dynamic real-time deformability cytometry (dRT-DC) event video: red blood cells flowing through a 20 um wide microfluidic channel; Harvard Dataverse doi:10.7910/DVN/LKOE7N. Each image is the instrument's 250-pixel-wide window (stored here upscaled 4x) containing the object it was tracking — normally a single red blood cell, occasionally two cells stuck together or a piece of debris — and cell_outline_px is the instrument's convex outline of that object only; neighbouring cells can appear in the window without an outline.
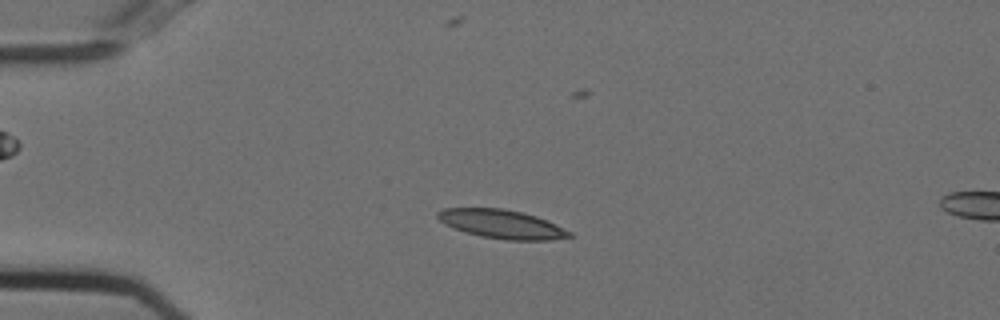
{"species": "Egyptian fruit bat (a non-hibernating species)", "species_latin": "Rousettus aegyptiacus", "temperature_condition": "cold", "stored_images_in_passage": 16, "camera_frame_rate_fps": 3000, "um_per_image_px": 0.085, "animal": {"sex": "female"}, "frame": {"image": 1, "passage_image": 12, "time_ms": 3.667, "image_size_px": [1000, 320], "cell_outline_px": [[572, 236], [552, 240], [508, 240], [480, 236], [464, 232], [444, 224], [436, 216], [436, 212], [444, 208], [504, 208], [536, 216], [572, 232]], "centroid_in_image_um": [42.61, 19.05], "position_along_channel_um": 42.4, "area_um2": 21.96}}